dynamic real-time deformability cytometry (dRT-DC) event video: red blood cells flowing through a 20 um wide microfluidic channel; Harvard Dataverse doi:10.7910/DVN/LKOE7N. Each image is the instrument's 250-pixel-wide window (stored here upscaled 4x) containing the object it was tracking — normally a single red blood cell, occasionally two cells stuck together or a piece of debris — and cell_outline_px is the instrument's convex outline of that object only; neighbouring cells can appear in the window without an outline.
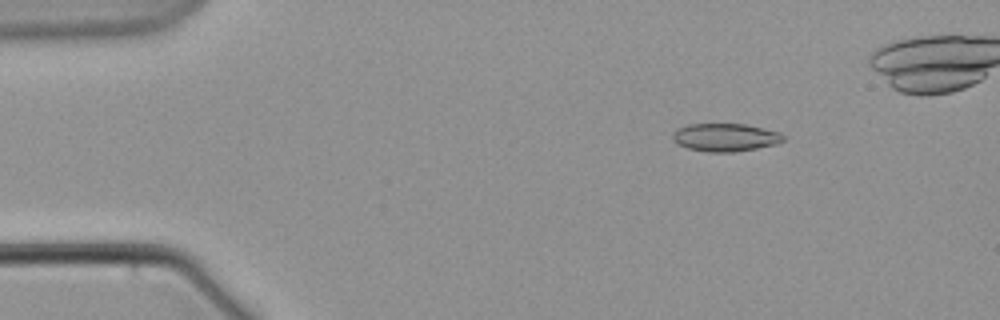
{"species": "common noctule bat (a hibernating species)", "species_latin": "Nyctalus noctula", "temperature_condition": "warm", "stored_images_in_passage": 7, "camera_frame_rate_fps": 3000, "um_per_image_px": 0.085, "animal": {"sex": "male", "body_mass_g": 21.5, "forearm_length_mm": 52.0}, "frame": {"image": 1, "passage_image": 2, "time_ms": 1.0, "image_size_px": [1000, 320], "cell_outline_px": [[784, 140], [776, 144], [736, 152], [708, 152], [688, 148], [676, 144], [672, 140], [672, 132], [676, 128], [688, 124], [744, 124], [764, 128], [780, 132], [784, 136]], "centroid_in_image_um": [61.61, 11.67], "position_along_channel_um": 23.4, "area_um2": 18.21}}
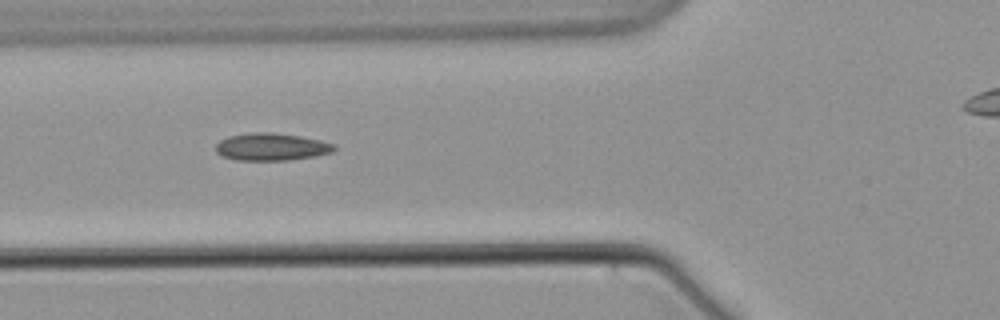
{"frame": {"image": 2, "passage_image": 6, "time_ms": 6.0, "image_size_px": [1000, 320], "cell_outline_px": [[336, 148], [332, 152], [316, 156], [288, 160], [236, 160], [220, 156], [216, 152], [216, 144], [220, 140], [228, 136], [256, 132], [272, 132], [300, 136], [320, 140], [336, 144]], "centroid_in_image_um": [23.07, 12.48], "position_along_channel_um": 102.7, "area_um2": 19.02}}
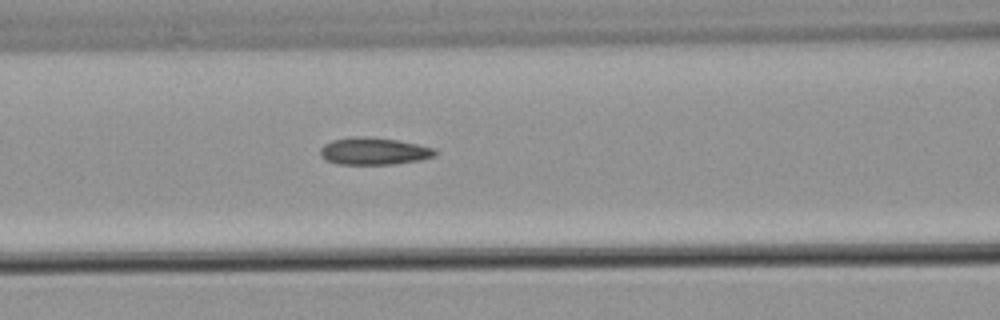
{"frame": {"image": 3, "passage_image": 7, "time_ms": 7.0, "image_size_px": [1000, 320], "cell_outline_px": [[440, 152], [436, 156], [420, 160], [392, 164], [336, 164], [324, 160], [320, 156], [320, 148], [324, 144], [332, 140], [356, 136], [368, 136], [396, 140], [436, 148]], "centroid_in_image_um": [31.78, 12.85], "position_along_channel_um": 134.8, "area_um2": 18.44}}